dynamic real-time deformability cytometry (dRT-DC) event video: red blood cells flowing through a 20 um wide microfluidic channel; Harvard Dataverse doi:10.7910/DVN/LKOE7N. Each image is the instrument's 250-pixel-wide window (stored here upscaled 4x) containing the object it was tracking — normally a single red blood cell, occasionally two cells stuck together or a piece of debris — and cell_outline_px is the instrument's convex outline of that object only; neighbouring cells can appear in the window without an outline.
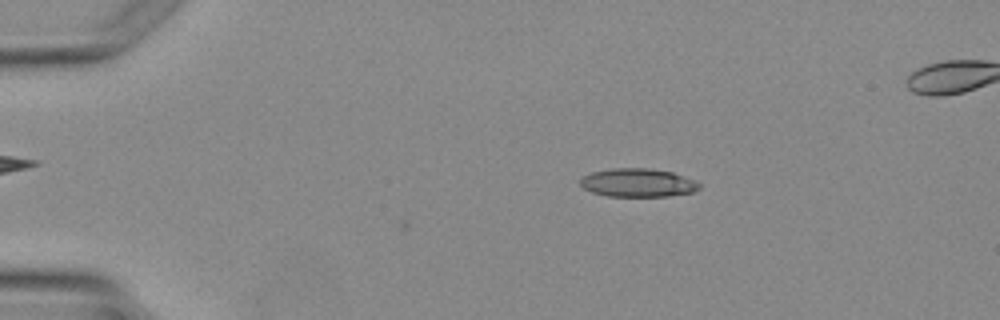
{"species": "Egyptian fruit bat (a non-hibernating species)", "species_latin": "Rousettus aegyptiacus", "temperature_condition": "warm", "stored_images_in_passage": 4, "segment_of_instrument_passage": [1, 2], "camera_frame_rate_fps": 3000, "um_per_image_px": 0.085, "animal": {"sex": "female"}, "frame": {"image": 1, "passage_image": 2, "time_ms": 1.333, "image_size_px": [1000, 320], "cell_outline_px": [[700, 188], [692, 192], [668, 196], [608, 196], [592, 192], [584, 188], [580, 184], [580, 176], [592, 172], [612, 168], [648, 168], [672, 172], [696, 180], [700, 184]], "centroid_in_image_um": [54.21, 15.52], "position_along_channel_um": 30.8, "area_um2": 19.77}}